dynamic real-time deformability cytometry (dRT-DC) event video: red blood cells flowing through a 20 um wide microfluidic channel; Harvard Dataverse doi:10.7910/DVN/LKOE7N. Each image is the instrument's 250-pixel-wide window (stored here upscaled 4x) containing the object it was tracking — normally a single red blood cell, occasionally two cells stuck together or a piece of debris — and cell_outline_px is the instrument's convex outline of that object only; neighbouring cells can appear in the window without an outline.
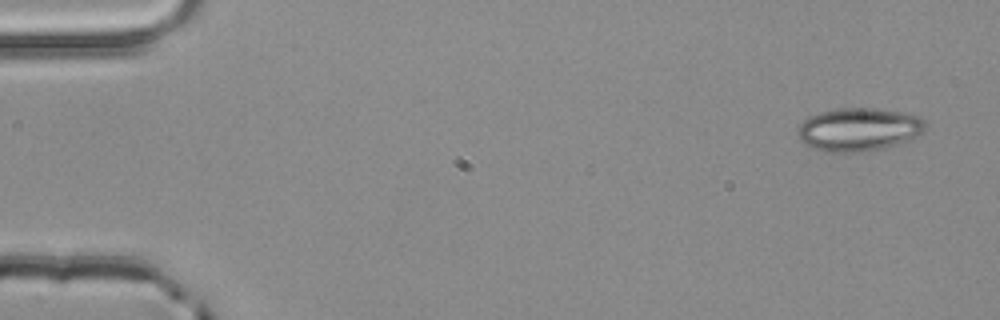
{"species": "common noctule bat (a hibernating species)", "species_latin": "Nyctalus noctula", "temperature_condition": "room temperature", "stored_images_in_passage": 3, "camera_frame_rate_fps": 3000, "um_per_image_px": 0.085, "animal": {"sex": "male", "body_mass_g": 20.4}, "frame": {"image": 1, "passage_image": 1, "time_ms": 0.0, "image_size_px": [1000, 320], "cell_outline_px": [[928, 124], [924, 132], [908, 140], [896, 144], [880, 148], [860, 152], [824, 152], [812, 148], [804, 144], [800, 140], [796, 132], [796, 128], [808, 116], [820, 112], [836, 108], [876, 108], [920, 116]], "centroid_in_image_um": [72.96, 11.0], "position_along_channel_um": 12.0, "area_um2": 32.37}}
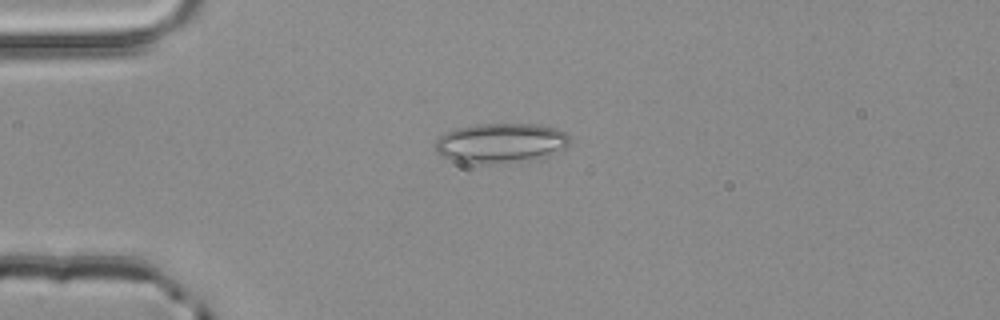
{"frame": {"image": 2, "passage_image": 3, "time_ms": 0.667, "image_size_px": [1000, 320], "cell_outline_px": [[568, 144], [564, 148], [548, 156], [512, 160], [472, 164], [452, 160], [440, 156], [436, 148], [436, 140], [444, 132], [456, 128], [476, 124], [536, 124], [556, 128], [564, 132], [568, 136]], "centroid_in_image_um": [42.5, 12.12], "position_along_channel_um": 42.5, "area_um2": 30.52}}